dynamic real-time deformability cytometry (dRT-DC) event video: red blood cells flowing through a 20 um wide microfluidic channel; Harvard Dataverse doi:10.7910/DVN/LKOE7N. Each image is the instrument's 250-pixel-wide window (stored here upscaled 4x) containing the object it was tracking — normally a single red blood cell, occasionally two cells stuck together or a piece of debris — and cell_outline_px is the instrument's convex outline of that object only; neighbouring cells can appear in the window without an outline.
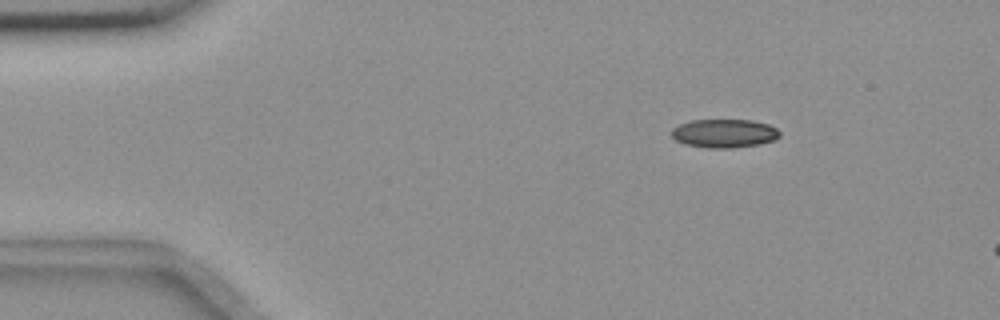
{"species": "common noctule bat (a hibernating species)", "species_latin": "Nyctalus noctula", "temperature_condition": "room temperature", "stored_images_in_passage": 3, "camera_frame_rate_fps": 3000, "um_per_image_px": 0.085, "animal": {"sex": "female", "body_mass_g": 18.4}, "frame": {"image": 1, "passage_image": 1, "time_ms": 0.0, "image_size_px": [1000, 320], "cell_outline_px": [[780, 136], [772, 140], [760, 144], [732, 148], [708, 148], [684, 144], [676, 140], [672, 136], [672, 128], [680, 124], [692, 120], [752, 120], [768, 124], [776, 128], [780, 132]], "centroid_in_image_um": [61.56, 11.34], "position_along_channel_um": 23.4, "area_um2": 17.98}}